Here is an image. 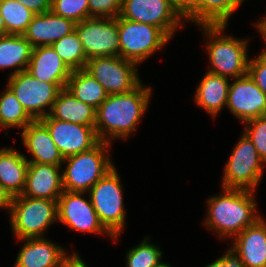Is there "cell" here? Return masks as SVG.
<instances>
[{
	"instance_id": "obj_20",
	"label": "cell",
	"mask_w": 266,
	"mask_h": 267,
	"mask_svg": "<svg viewBox=\"0 0 266 267\" xmlns=\"http://www.w3.org/2000/svg\"><path fill=\"white\" fill-rule=\"evenodd\" d=\"M21 134L24 145L33 156L32 159H27L29 163L62 166L64 158L52 140L48 129L39 120L28 124Z\"/></svg>"
},
{
	"instance_id": "obj_15",
	"label": "cell",
	"mask_w": 266,
	"mask_h": 267,
	"mask_svg": "<svg viewBox=\"0 0 266 267\" xmlns=\"http://www.w3.org/2000/svg\"><path fill=\"white\" fill-rule=\"evenodd\" d=\"M226 107L245 123L266 115V94L247 73L229 84Z\"/></svg>"
},
{
	"instance_id": "obj_19",
	"label": "cell",
	"mask_w": 266,
	"mask_h": 267,
	"mask_svg": "<svg viewBox=\"0 0 266 267\" xmlns=\"http://www.w3.org/2000/svg\"><path fill=\"white\" fill-rule=\"evenodd\" d=\"M34 78L49 84H67L72 70L51 45L33 48L27 70Z\"/></svg>"
},
{
	"instance_id": "obj_10",
	"label": "cell",
	"mask_w": 266,
	"mask_h": 267,
	"mask_svg": "<svg viewBox=\"0 0 266 267\" xmlns=\"http://www.w3.org/2000/svg\"><path fill=\"white\" fill-rule=\"evenodd\" d=\"M135 62L121 56L95 57L87 60L85 70L91 74L108 95L128 93L142 82Z\"/></svg>"
},
{
	"instance_id": "obj_13",
	"label": "cell",
	"mask_w": 266,
	"mask_h": 267,
	"mask_svg": "<svg viewBox=\"0 0 266 267\" xmlns=\"http://www.w3.org/2000/svg\"><path fill=\"white\" fill-rule=\"evenodd\" d=\"M39 121L48 129L64 159L88 151L100 142L95 126L58 120L49 114Z\"/></svg>"
},
{
	"instance_id": "obj_1",
	"label": "cell",
	"mask_w": 266,
	"mask_h": 267,
	"mask_svg": "<svg viewBox=\"0 0 266 267\" xmlns=\"http://www.w3.org/2000/svg\"><path fill=\"white\" fill-rule=\"evenodd\" d=\"M150 96L151 87L145 88L142 83L131 92L108 95L96 109L95 130L99 140L110 143L113 138L129 137L148 109Z\"/></svg>"
},
{
	"instance_id": "obj_9",
	"label": "cell",
	"mask_w": 266,
	"mask_h": 267,
	"mask_svg": "<svg viewBox=\"0 0 266 267\" xmlns=\"http://www.w3.org/2000/svg\"><path fill=\"white\" fill-rule=\"evenodd\" d=\"M66 85L40 81L27 71L9 76L7 84L34 121L41 120L50 113L59 92ZM46 107L50 108L47 112L44 109Z\"/></svg>"
},
{
	"instance_id": "obj_43",
	"label": "cell",
	"mask_w": 266,
	"mask_h": 267,
	"mask_svg": "<svg viewBox=\"0 0 266 267\" xmlns=\"http://www.w3.org/2000/svg\"><path fill=\"white\" fill-rule=\"evenodd\" d=\"M154 267H171L170 264L162 262L161 260Z\"/></svg>"
},
{
	"instance_id": "obj_42",
	"label": "cell",
	"mask_w": 266,
	"mask_h": 267,
	"mask_svg": "<svg viewBox=\"0 0 266 267\" xmlns=\"http://www.w3.org/2000/svg\"><path fill=\"white\" fill-rule=\"evenodd\" d=\"M0 36H6V25L1 15H0Z\"/></svg>"
},
{
	"instance_id": "obj_23",
	"label": "cell",
	"mask_w": 266,
	"mask_h": 267,
	"mask_svg": "<svg viewBox=\"0 0 266 267\" xmlns=\"http://www.w3.org/2000/svg\"><path fill=\"white\" fill-rule=\"evenodd\" d=\"M228 80L227 77L206 72L197 86L195 92L196 103L213 117L217 116L218 112L227 104L230 84Z\"/></svg>"
},
{
	"instance_id": "obj_32",
	"label": "cell",
	"mask_w": 266,
	"mask_h": 267,
	"mask_svg": "<svg viewBox=\"0 0 266 267\" xmlns=\"http://www.w3.org/2000/svg\"><path fill=\"white\" fill-rule=\"evenodd\" d=\"M51 11L75 23L89 18L88 0H51Z\"/></svg>"
},
{
	"instance_id": "obj_30",
	"label": "cell",
	"mask_w": 266,
	"mask_h": 267,
	"mask_svg": "<svg viewBox=\"0 0 266 267\" xmlns=\"http://www.w3.org/2000/svg\"><path fill=\"white\" fill-rule=\"evenodd\" d=\"M51 46L72 71L85 69L86 54L76 31L62 37Z\"/></svg>"
},
{
	"instance_id": "obj_21",
	"label": "cell",
	"mask_w": 266,
	"mask_h": 267,
	"mask_svg": "<svg viewBox=\"0 0 266 267\" xmlns=\"http://www.w3.org/2000/svg\"><path fill=\"white\" fill-rule=\"evenodd\" d=\"M27 241L20 250L14 267H59L67 254L57 244L44 237L20 239Z\"/></svg>"
},
{
	"instance_id": "obj_17",
	"label": "cell",
	"mask_w": 266,
	"mask_h": 267,
	"mask_svg": "<svg viewBox=\"0 0 266 267\" xmlns=\"http://www.w3.org/2000/svg\"><path fill=\"white\" fill-rule=\"evenodd\" d=\"M75 25L73 20L56 15L50 10L34 15L23 36L33 48L48 46L75 31Z\"/></svg>"
},
{
	"instance_id": "obj_24",
	"label": "cell",
	"mask_w": 266,
	"mask_h": 267,
	"mask_svg": "<svg viewBox=\"0 0 266 267\" xmlns=\"http://www.w3.org/2000/svg\"><path fill=\"white\" fill-rule=\"evenodd\" d=\"M52 118L85 126H95L96 109L74 97L63 88L49 113Z\"/></svg>"
},
{
	"instance_id": "obj_39",
	"label": "cell",
	"mask_w": 266,
	"mask_h": 267,
	"mask_svg": "<svg viewBox=\"0 0 266 267\" xmlns=\"http://www.w3.org/2000/svg\"><path fill=\"white\" fill-rule=\"evenodd\" d=\"M59 267H87V265L82 261L81 257L74 253L67 256L66 254L62 257L59 263Z\"/></svg>"
},
{
	"instance_id": "obj_33",
	"label": "cell",
	"mask_w": 266,
	"mask_h": 267,
	"mask_svg": "<svg viewBox=\"0 0 266 267\" xmlns=\"http://www.w3.org/2000/svg\"><path fill=\"white\" fill-rule=\"evenodd\" d=\"M245 136L252 142L259 157L266 164V115L245 122Z\"/></svg>"
},
{
	"instance_id": "obj_7",
	"label": "cell",
	"mask_w": 266,
	"mask_h": 267,
	"mask_svg": "<svg viewBox=\"0 0 266 267\" xmlns=\"http://www.w3.org/2000/svg\"><path fill=\"white\" fill-rule=\"evenodd\" d=\"M264 164L256 148L244 134L224 167L222 188L255 191L260 184Z\"/></svg>"
},
{
	"instance_id": "obj_5",
	"label": "cell",
	"mask_w": 266,
	"mask_h": 267,
	"mask_svg": "<svg viewBox=\"0 0 266 267\" xmlns=\"http://www.w3.org/2000/svg\"><path fill=\"white\" fill-rule=\"evenodd\" d=\"M119 174L115 166L88 191L91 203L104 228L118 240L124 229L125 208Z\"/></svg>"
},
{
	"instance_id": "obj_12",
	"label": "cell",
	"mask_w": 266,
	"mask_h": 267,
	"mask_svg": "<svg viewBox=\"0 0 266 267\" xmlns=\"http://www.w3.org/2000/svg\"><path fill=\"white\" fill-rule=\"evenodd\" d=\"M120 17L156 26L170 39L178 27H183L171 0H123Z\"/></svg>"
},
{
	"instance_id": "obj_2",
	"label": "cell",
	"mask_w": 266,
	"mask_h": 267,
	"mask_svg": "<svg viewBox=\"0 0 266 267\" xmlns=\"http://www.w3.org/2000/svg\"><path fill=\"white\" fill-rule=\"evenodd\" d=\"M254 191L223 188V194L208 199L207 228L222 238L237 236L255 223L257 215Z\"/></svg>"
},
{
	"instance_id": "obj_34",
	"label": "cell",
	"mask_w": 266,
	"mask_h": 267,
	"mask_svg": "<svg viewBox=\"0 0 266 267\" xmlns=\"http://www.w3.org/2000/svg\"><path fill=\"white\" fill-rule=\"evenodd\" d=\"M123 0H88L89 18H117L120 16Z\"/></svg>"
},
{
	"instance_id": "obj_11",
	"label": "cell",
	"mask_w": 266,
	"mask_h": 267,
	"mask_svg": "<svg viewBox=\"0 0 266 267\" xmlns=\"http://www.w3.org/2000/svg\"><path fill=\"white\" fill-rule=\"evenodd\" d=\"M86 59L119 56L117 18L90 17L75 25Z\"/></svg>"
},
{
	"instance_id": "obj_22",
	"label": "cell",
	"mask_w": 266,
	"mask_h": 267,
	"mask_svg": "<svg viewBox=\"0 0 266 267\" xmlns=\"http://www.w3.org/2000/svg\"><path fill=\"white\" fill-rule=\"evenodd\" d=\"M29 162L26 156L14 149H0V183L12 197L22 194Z\"/></svg>"
},
{
	"instance_id": "obj_4",
	"label": "cell",
	"mask_w": 266,
	"mask_h": 267,
	"mask_svg": "<svg viewBox=\"0 0 266 267\" xmlns=\"http://www.w3.org/2000/svg\"><path fill=\"white\" fill-rule=\"evenodd\" d=\"M109 146L110 143L100 141L88 151L65 158L63 162L67 166L62 172L64 190L86 193L111 170L114 166L110 161Z\"/></svg>"
},
{
	"instance_id": "obj_37",
	"label": "cell",
	"mask_w": 266,
	"mask_h": 267,
	"mask_svg": "<svg viewBox=\"0 0 266 267\" xmlns=\"http://www.w3.org/2000/svg\"><path fill=\"white\" fill-rule=\"evenodd\" d=\"M206 267H245L240 256L230 247L222 257L213 261Z\"/></svg>"
},
{
	"instance_id": "obj_41",
	"label": "cell",
	"mask_w": 266,
	"mask_h": 267,
	"mask_svg": "<svg viewBox=\"0 0 266 267\" xmlns=\"http://www.w3.org/2000/svg\"><path fill=\"white\" fill-rule=\"evenodd\" d=\"M256 25L264 41L266 42V17L263 18V20H261L260 22H257Z\"/></svg>"
},
{
	"instance_id": "obj_28",
	"label": "cell",
	"mask_w": 266,
	"mask_h": 267,
	"mask_svg": "<svg viewBox=\"0 0 266 267\" xmlns=\"http://www.w3.org/2000/svg\"><path fill=\"white\" fill-rule=\"evenodd\" d=\"M0 15L6 25V35H23L35 14L17 0H3Z\"/></svg>"
},
{
	"instance_id": "obj_14",
	"label": "cell",
	"mask_w": 266,
	"mask_h": 267,
	"mask_svg": "<svg viewBox=\"0 0 266 267\" xmlns=\"http://www.w3.org/2000/svg\"><path fill=\"white\" fill-rule=\"evenodd\" d=\"M83 194L84 192L64 190L57 200V220L75 231L89 233L106 232L113 238L101 224L90 197L89 200H86L82 197Z\"/></svg>"
},
{
	"instance_id": "obj_38",
	"label": "cell",
	"mask_w": 266,
	"mask_h": 267,
	"mask_svg": "<svg viewBox=\"0 0 266 267\" xmlns=\"http://www.w3.org/2000/svg\"><path fill=\"white\" fill-rule=\"evenodd\" d=\"M36 14H43L51 10V0H17Z\"/></svg>"
},
{
	"instance_id": "obj_25",
	"label": "cell",
	"mask_w": 266,
	"mask_h": 267,
	"mask_svg": "<svg viewBox=\"0 0 266 267\" xmlns=\"http://www.w3.org/2000/svg\"><path fill=\"white\" fill-rule=\"evenodd\" d=\"M33 47L23 35L0 36V69L16 67L10 76L26 71Z\"/></svg>"
},
{
	"instance_id": "obj_3",
	"label": "cell",
	"mask_w": 266,
	"mask_h": 267,
	"mask_svg": "<svg viewBox=\"0 0 266 267\" xmlns=\"http://www.w3.org/2000/svg\"><path fill=\"white\" fill-rule=\"evenodd\" d=\"M209 39L207 49L211 69L208 72L233 79L247 74V41L222 35L227 25H201Z\"/></svg>"
},
{
	"instance_id": "obj_29",
	"label": "cell",
	"mask_w": 266,
	"mask_h": 267,
	"mask_svg": "<svg viewBox=\"0 0 266 267\" xmlns=\"http://www.w3.org/2000/svg\"><path fill=\"white\" fill-rule=\"evenodd\" d=\"M244 0H200V25H227Z\"/></svg>"
},
{
	"instance_id": "obj_8",
	"label": "cell",
	"mask_w": 266,
	"mask_h": 267,
	"mask_svg": "<svg viewBox=\"0 0 266 267\" xmlns=\"http://www.w3.org/2000/svg\"><path fill=\"white\" fill-rule=\"evenodd\" d=\"M119 56L140 64L168 43L169 37L158 27L118 16Z\"/></svg>"
},
{
	"instance_id": "obj_31",
	"label": "cell",
	"mask_w": 266,
	"mask_h": 267,
	"mask_svg": "<svg viewBox=\"0 0 266 267\" xmlns=\"http://www.w3.org/2000/svg\"><path fill=\"white\" fill-rule=\"evenodd\" d=\"M148 238L135 248L129 249L126 255V267H154L161 260L162 251L148 242Z\"/></svg>"
},
{
	"instance_id": "obj_18",
	"label": "cell",
	"mask_w": 266,
	"mask_h": 267,
	"mask_svg": "<svg viewBox=\"0 0 266 267\" xmlns=\"http://www.w3.org/2000/svg\"><path fill=\"white\" fill-rule=\"evenodd\" d=\"M232 249L245 267H266V222L260 217L233 238Z\"/></svg>"
},
{
	"instance_id": "obj_35",
	"label": "cell",
	"mask_w": 266,
	"mask_h": 267,
	"mask_svg": "<svg viewBox=\"0 0 266 267\" xmlns=\"http://www.w3.org/2000/svg\"><path fill=\"white\" fill-rule=\"evenodd\" d=\"M247 73L259 89L266 94V50L261 52L257 58L249 60Z\"/></svg>"
},
{
	"instance_id": "obj_6",
	"label": "cell",
	"mask_w": 266,
	"mask_h": 267,
	"mask_svg": "<svg viewBox=\"0 0 266 267\" xmlns=\"http://www.w3.org/2000/svg\"><path fill=\"white\" fill-rule=\"evenodd\" d=\"M9 213L18 240L43 237V232L57 220V201L19 195L13 197Z\"/></svg>"
},
{
	"instance_id": "obj_26",
	"label": "cell",
	"mask_w": 266,
	"mask_h": 267,
	"mask_svg": "<svg viewBox=\"0 0 266 267\" xmlns=\"http://www.w3.org/2000/svg\"><path fill=\"white\" fill-rule=\"evenodd\" d=\"M66 89L78 100L97 109L106 99L107 92L85 69L74 70Z\"/></svg>"
},
{
	"instance_id": "obj_27",
	"label": "cell",
	"mask_w": 266,
	"mask_h": 267,
	"mask_svg": "<svg viewBox=\"0 0 266 267\" xmlns=\"http://www.w3.org/2000/svg\"><path fill=\"white\" fill-rule=\"evenodd\" d=\"M33 121L15 94L7 86V90L0 95V127L24 129Z\"/></svg>"
},
{
	"instance_id": "obj_36",
	"label": "cell",
	"mask_w": 266,
	"mask_h": 267,
	"mask_svg": "<svg viewBox=\"0 0 266 267\" xmlns=\"http://www.w3.org/2000/svg\"><path fill=\"white\" fill-rule=\"evenodd\" d=\"M180 18L191 20L200 26V0H171Z\"/></svg>"
},
{
	"instance_id": "obj_40",
	"label": "cell",
	"mask_w": 266,
	"mask_h": 267,
	"mask_svg": "<svg viewBox=\"0 0 266 267\" xmlns=\"http://www.w3.org/2000/svg\"><path fill=\"white\" fill-rule=\"evenodd\" d=\"M13 197L5 189V187L0 183V208H7L10 211Z\"/></svg>"
},
{
	"instance_id": "obj_16",
	"label": "cell",
	"mask_w": 266,
	"mask_h": 267,
	"mask_svg": "<svg viewBox=\"0 0 266 267\" xmlns=\"http://www.w3.org/2000/svg\"><path fill=\"white\" fill-rule=\"evenodd\" d=\"M60 168L61 166L50 164L29 163L21 195L57 201L64 191Z\"/></svg>"
}]
</instances>
